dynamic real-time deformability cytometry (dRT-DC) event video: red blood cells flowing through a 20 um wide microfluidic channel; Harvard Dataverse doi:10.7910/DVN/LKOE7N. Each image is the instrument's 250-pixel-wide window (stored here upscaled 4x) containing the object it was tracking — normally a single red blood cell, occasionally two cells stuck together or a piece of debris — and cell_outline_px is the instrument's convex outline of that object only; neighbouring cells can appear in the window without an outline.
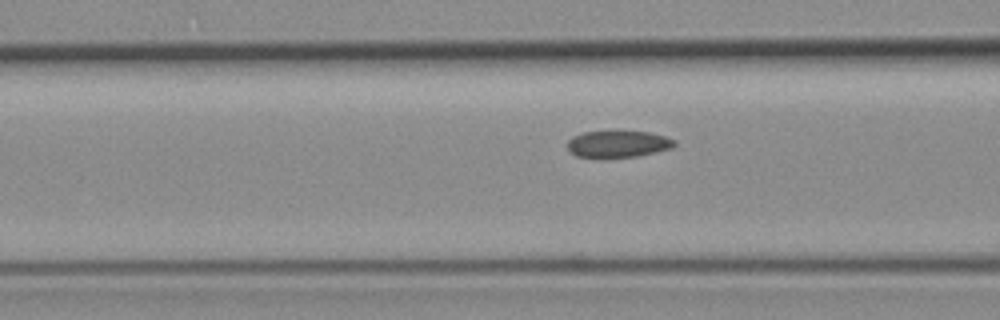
{"species": "common noctule bat (a hibernating species)", "species_latin": "Nyctalus noctula", "temperature_condition": "room temperature", "stored_images_in_passage": 37, "camera_frame_rate_fps": 3000, "um_per_image_px": 0.085, "animal": {"sex": "female", "body_mass_g": 19.3, "forearm_length_mm": 54.1}, "frame": {"image": 1, "passage_image": 16, "time_ms": 5.0, "image_size_px": [1000, 320], "cell_outline_px": [[676, 144], [672, 148], [656, 152], [636, 156], [576, 156], [568, 148], [568, 140], [572, 136], [584, 132], [616, 128], [648, 132], [664, 136], [676, 140]], "centroid_in_image_um": [52.56, 12.16], "position_along_channel_um": 114.0, "area_um2": 17.05}}
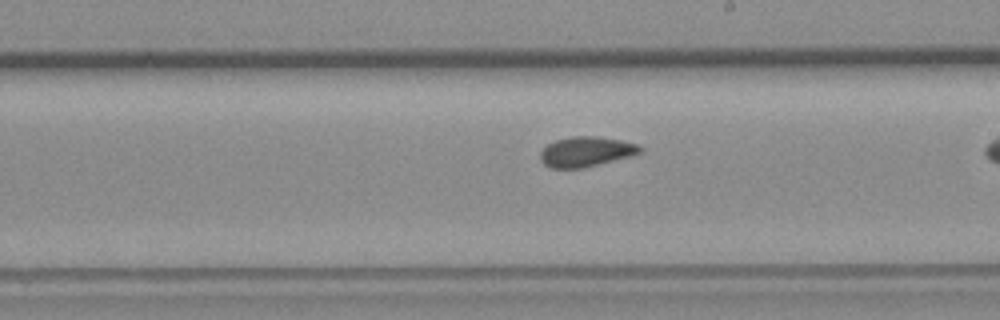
{"frame": {"image": 2, "passage_image": 26, "time_ms": 8.333, "image_size_px": [1000, 320], "cell_outline_px": [[644, 148], [640, 152], [628, 156], [584, 168], [552, 168], [544, 164], [540, 160], [540, 152], [548, 144], [556, 140], [572, 136], [596, 136], [620, 140], [636, 144]], "centroid_in_image_um": [49.78, 12.89], "position_along_channel_um": 239.2, "area_um2": 17.22}}
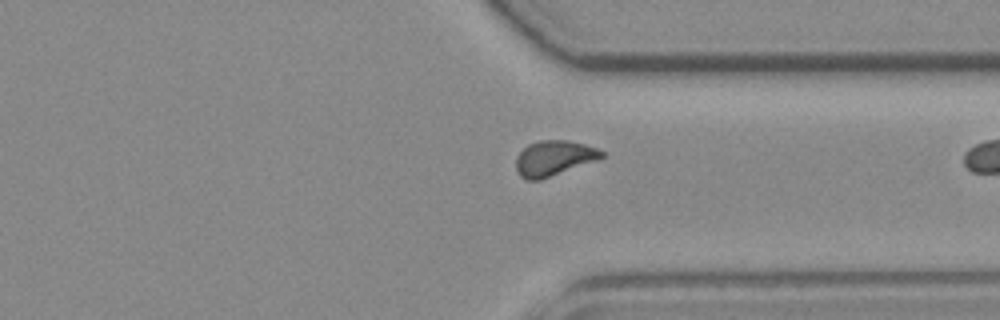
{"frame": {"image": 3, "passage_image": 36, "time_ms": 11.667, "image_size_px": [1000, 320], "cell_outline_px": [[604, 156], [596, 160], [540, 180], [524, 180], [520, 176], [516, 168], [516, 156], [528, 144], [540, 140], [568, 140], [584, 144], [596, 148], [604, 152]], "centroid_in_image_um": [47.05, 13.44], "position_along_channel_um": 364.4, "area_um2": 17.46}}